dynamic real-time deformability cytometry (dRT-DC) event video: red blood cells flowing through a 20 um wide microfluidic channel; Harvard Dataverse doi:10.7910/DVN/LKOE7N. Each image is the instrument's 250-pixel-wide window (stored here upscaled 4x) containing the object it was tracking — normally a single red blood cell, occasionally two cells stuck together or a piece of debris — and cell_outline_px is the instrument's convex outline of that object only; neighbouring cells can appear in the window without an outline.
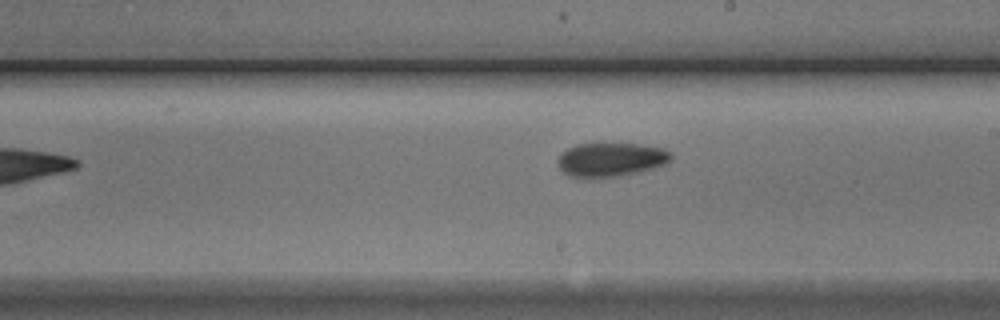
{"species": "Egyptian fruit bat (a non-hibernating species)", "species_latin": "Rousettus aegyptiacus", "temperature_condition": "cold", "stored_images_in_passage": 6, "camera_frame_rate_fps": 3000, "um_per_image_px": 0.085, "animal": {"sex": "male"}, "frame": {"image": 1, "passage_image": 6, "time_ms": 6.0, "image_size_px": [1000, 320], "cell_outline_px": [[672, 160], [668, 164], [620, 176], [592, 180], [568, 176], [560, 168], [556, 160], [560, 152], [576, 144], [636, 144], [664, 148], [672, 152]], "centroid_in_image_um": [51.9, 13.59], "position_along_channel_um": 237.1, "area_um2": 22.95}}